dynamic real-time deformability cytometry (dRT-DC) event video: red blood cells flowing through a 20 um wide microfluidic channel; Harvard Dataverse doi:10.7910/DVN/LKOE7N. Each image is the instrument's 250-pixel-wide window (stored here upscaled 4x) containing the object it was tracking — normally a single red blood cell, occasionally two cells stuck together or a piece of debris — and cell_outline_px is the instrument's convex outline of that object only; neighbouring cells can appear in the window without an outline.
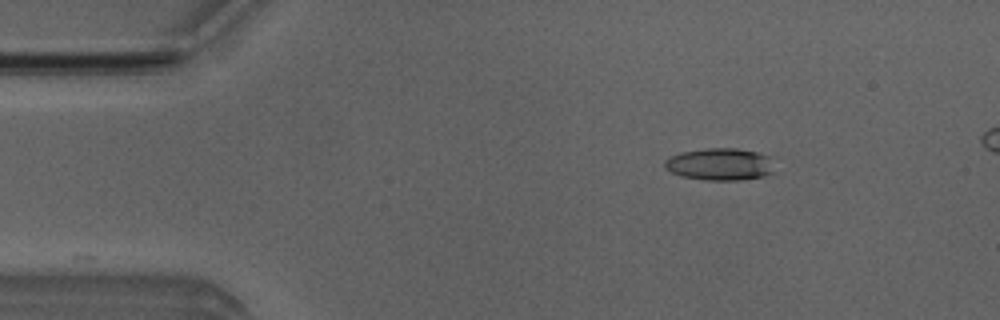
{"species": "Egyptian fruit bat (a non-hibernating species)", "species_latin": "Rousettus aegyptiacus", "temperature_condition": "room temperature", "stored_images_in_passage": 6, "camera_frame_rate_fps": 3000, "um_per_image_px": 0.085, "animal": {"sex": "male"}, "frame": {"image": 1, "passage_image": 3, "time_ms": 2.333, "image_size_px": [1000, 320], "cell_outline_px": [[776, 172], [764, 176], [740, 180], [704, 180], [680, 176], [664, 168], [664, 160], [672, 156], [684, 152], [708, 148], [736, 148], [756, 152], [768, 156]], "centroid_in_image_um": [61.2, 13.97], "position_along_channel_um": 23.8, "area_um2": 20.58}}